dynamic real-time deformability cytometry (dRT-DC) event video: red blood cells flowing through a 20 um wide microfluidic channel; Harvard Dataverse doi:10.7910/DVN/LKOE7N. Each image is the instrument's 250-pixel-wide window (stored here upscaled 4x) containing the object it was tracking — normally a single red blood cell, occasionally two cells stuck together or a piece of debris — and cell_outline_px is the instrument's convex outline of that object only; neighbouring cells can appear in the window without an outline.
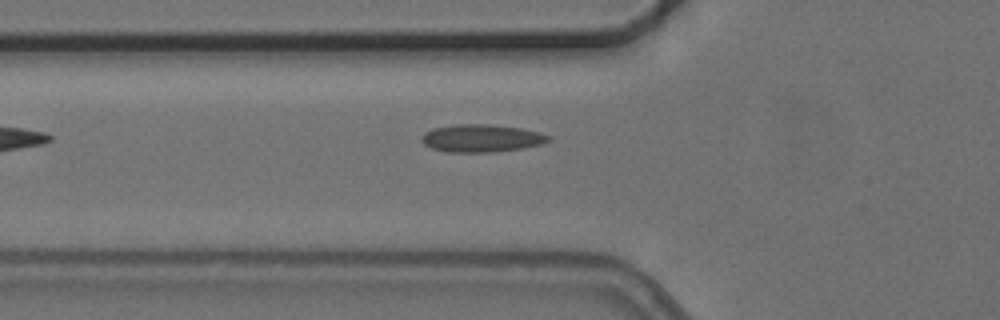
{"species": "common noctule bat (a hibernating species)", "species_latin": "Nyctalus noctula", "temperature_condition": "cold", "stored_images_in_passage": 3, "camera_frame_rate_fps": 3000, "um_per_image_px": 0.085, "animal": {"sex": "female", "body_mass_g": 24.6, "forearm_length_mm": 56.2}, "frame": {"image": 1, "passage_image": 2, "time_ms": 1.333, "image_size_px": [1000, 320], "cell_outline_px": [[552, 140], [540, 144], [524, 148], [496, 152], [448, 152], [432, 148], [424, 144], [420, 140], [424, 132], [432, 128], [452, 124], [488, 124], [520, 128], [540, 132], [552, 136]], "centroid_in_image_um": [40.93, 11.74], "position_along_channel_um": 84.9, "area_um2": 20.69}}